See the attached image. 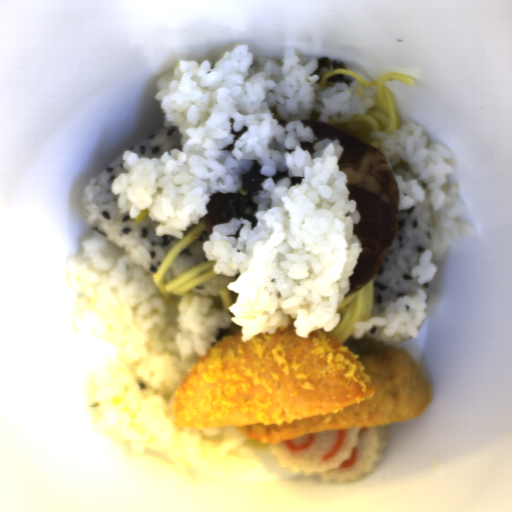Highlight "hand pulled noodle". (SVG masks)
<instances>
[{
	"instance_id": "14784b9a",
	"label": "hand pulled noodle",
	"mask_w": 512,
	"mask_h": 512,
	"mask_svg": "<svg viewBox=\"0 0 512 512\" xmlns=\"http://www.w3.org/2000/svg\"><path fill=\"white\" fill-rule=\"evenodd\" d=\"M334 75H347L355 78L358 82V96L362 95L364 87H375L374 105L364 114H356L345 120H328L325 123L344 130L380 151V141L370 138L369 135L373 132H386L392 135L401 126L391 92L385 87V83L396 81L411 87L415 84L414 80L397 72H389L383 74L377 81H367L357 73L340 69L327 72L321 78L319 82L321 91L333 87L334 84L327 80Z\"/></svg>"
},
{
	"instance_id": "772679e5",
	"label": "hand pulled noodle",
	"mask_w": 512,
	"mask_h": 512,
	"mask_svg": "<svg viewBox=\"0 0 512 512\" xmlns=\"http://www.w3.org/2000/svg\"><path fill=\"white\" fill-rule=\"evenodd\" d=\"M207 230L203 222L192 228L179 242L170 248L159 263L153 278L163 304L174 305L179 297L193 287L216 276L214 260L203 261L177 275L167 284H163V276L173 260L194 240Z\"/></svg>"
},
{
	"instance_id": "2289bc40",
	"label": "hand pulled noodle",
	"mask_w": 512,
	"mask_h": 512,
	"mask_svg": "<svg viewBox=\"0 0 512 512\" xmlns=\"http://www.w3.org/2000/svg\"><path fill=\"white\" fill-rule=\"evenodd\" d=\"M375 293L374 278L358 291L346 296L337 308L339 323L330 331L331 335L342 346L354 331L359 321H368L372 315Z\"/></svg>"
},
{
	"instance_id": "bd1af8b7",
	"label": "hand pulled noodle",
	"mask_w": 512,
	"mask_h": 512,
	"mask_svg": "<svg viewBox=\"0 0 512 512\" xmlns=\"http://www.w3.org/2000/svg\"><path fill=\"white\" fill-rule=\"evenodd\" d=\"M218 293L222 299V308L224 310L230 308L232 301L227 289L222 287L221 289H219Z\"/></svg>"
}]
</instances>
